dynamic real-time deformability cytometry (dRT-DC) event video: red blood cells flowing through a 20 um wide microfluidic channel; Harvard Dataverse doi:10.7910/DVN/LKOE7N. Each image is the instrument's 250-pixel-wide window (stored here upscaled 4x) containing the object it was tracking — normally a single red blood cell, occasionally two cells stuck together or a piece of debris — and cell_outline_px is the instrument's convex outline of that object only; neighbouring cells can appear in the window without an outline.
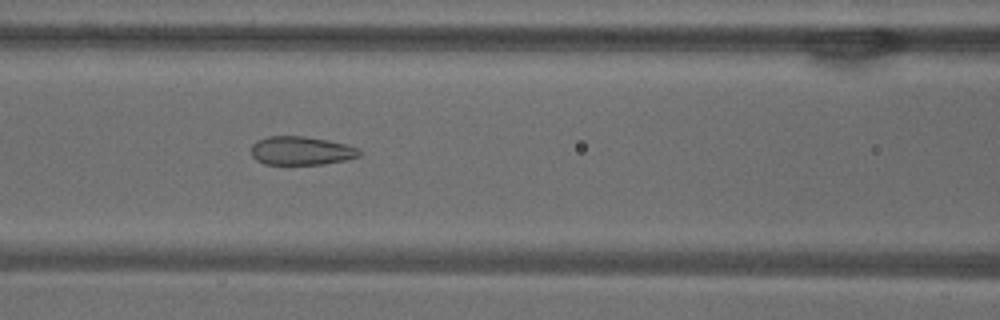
{"species": "common noctule bat (a hibernating species)", "species_latin": "Nyctalus noctula", "temperature_condition": "warm", "stored_images_in_passage": 52, "camera_frame_rate_fps": 3000, "um_per_image_px": 0.085, "animal": {"sex": "male", "body_mass_g": 18.8}, "frame": {"image": 1, "passage_image": 22, "time_ms": 7.0, "image_size_px": [1000, 320], "cell_outline_px": [[360, 156], [348, 160], [324, 164], [264, 164], [256, 160], [252, 156], [252, 144], [256, 140], [268, 136], [304, 136], [328, 140], [360, 148]], "centroid_in_image_um": [25.61, 12.81], "position_along_channel_um": 141.0, "area_um2": 18.15}}
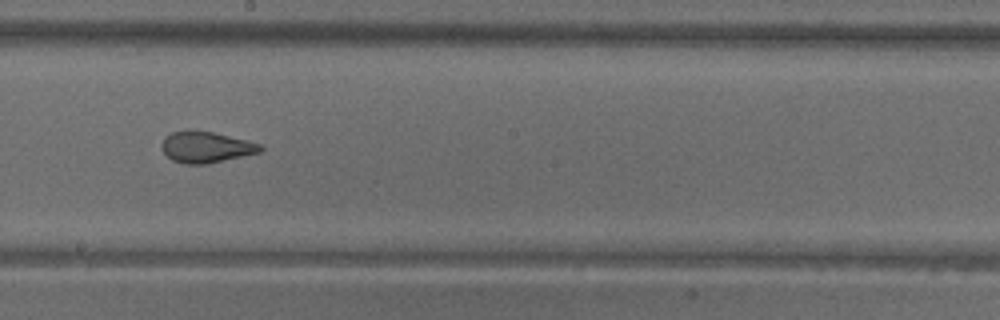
{"frame": {"image": 2, "passage_image": 29, "time_ms": 9.333, "image_size_px": [1000, 320], "cell_outline_px": [[264, 148], [260, 152], [208, 164], [184, 164], [172, 160], [160, 148], [160, 144], [164, 136], [172, 132], [188, 128], [212, 132], [248, 140], [260, 144]], "centroid_in_image_um": [17.46, 12.48], "position_along_channel_um": 230.7, "area_um2": 18.26}}
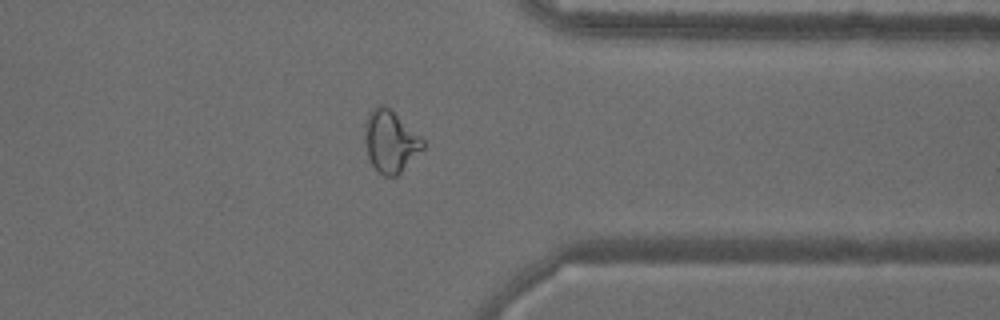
{"frame": {"image": 3, "passage_image": 41, "time_ms": 13.333, "image_size_px": [1000, 320], "cell_outline_px": [[424, 148], [396, 176], [384, 176], [372, 164], [368, 156], [364, 136], [364, 124], [368, 112], [372, 108], [380, 104], [388, 108], [420, 136], [424, 140]], "centroid_in_image_um": [33.16, 12.01], "position_along_channel_um": 378.2, "area_um2": 20.58}, "authors_computed_cell_mechanics": {"area_um2": 21.7039, "velocity_mm_per_s": 3.8538, "shape_relaxation_time_tau1_ms": null, "shape_relaxation_time_tau2_ms": 1.0742, "deformation_change_tau1": null, "deformation_change_tau2": 0.0908}}